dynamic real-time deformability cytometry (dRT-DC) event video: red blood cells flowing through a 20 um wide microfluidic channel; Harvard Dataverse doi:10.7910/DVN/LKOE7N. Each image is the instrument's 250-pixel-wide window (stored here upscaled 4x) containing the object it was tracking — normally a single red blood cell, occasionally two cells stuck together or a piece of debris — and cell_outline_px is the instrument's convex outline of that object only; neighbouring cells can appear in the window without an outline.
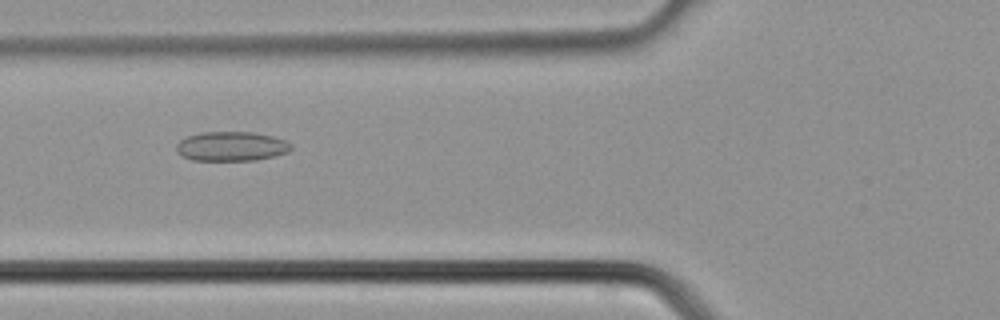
{"species": "common noctule bat (a hibernating species)", "species_latin": "Nyctalus noctula", "temperature_condition": "cold", "stored_images_in_passage": 38, "camera_frame_rate_fps": 3000, "um_per_image_px": 0.085, "animal": {"sex": "male", "body_mass_g": 21.5, "forearm_length_mm": 52.0}, "frame": {"image": 1, "passage_image": 14, "time_ms": 4.333, "image_size_px": [1000, 320], "cell_outline_px": [[292, 148], [288, 152], [256, 160], [192, 160], [180, 156], [176, 152], [176, 144], [180, 140], [188, 136], [200, 132], [252, 132], [272, 136], [284, 140], [292, 144]], "centroid_in_image_um": [19.63, 12.44], "position_along_channel_um": 106.2, "area_um2": 19.71}}
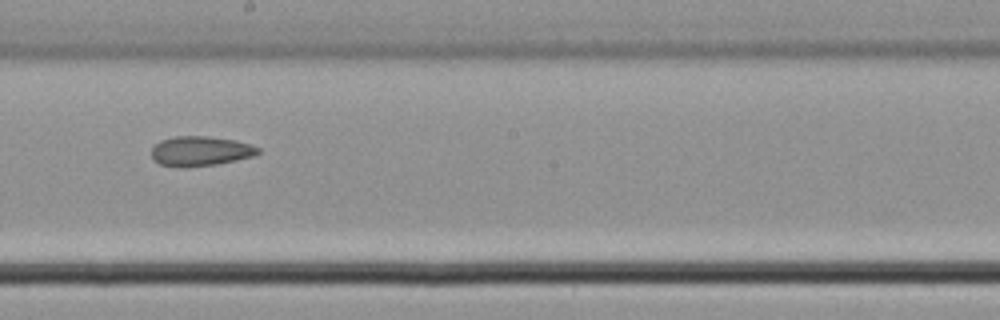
{"frame": {"image": 2, "passage_image": 21, "time_ms": 6.667, "image_size_px": [1000, 320], "cell_outline_px": [[260, 152], [252, 156], [236, 160], [216, 164], [160, 164], [152, 160], [152, 148], [160, 140], [176, 136], [208, 136], [236, 140], [260, 148]], "centroid_in_image_um": [17.06, 12.79], "position_along_channel_um": 231.1, "area_um2": 17.69}}
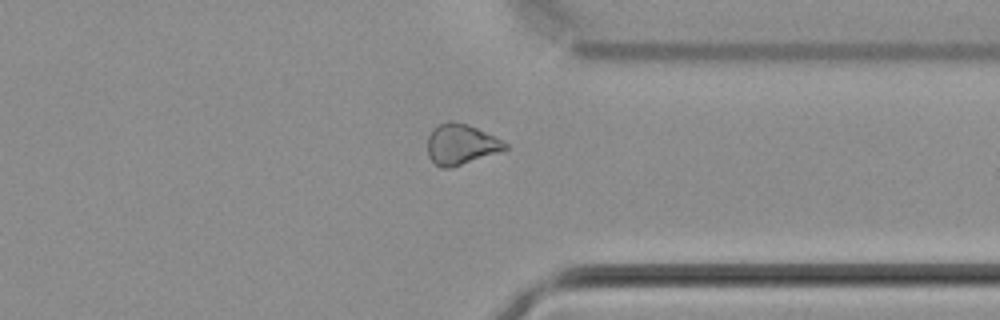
{"frame": {"image": 3, "passage_image": 29, "time_ms": 9.333, "image_size_px": [1000, 320], "cell_outline_px": [[508, 148], [448, 168], [440, 168], [428, 156], [428, 136], [432, 128], [448, 120], [452, 120], [476, 128], [508, 144]], "centroid_in_image_um": [39.11, 12.25], "position_along_channel_um": 372.3, "area_um2": 17.69}}